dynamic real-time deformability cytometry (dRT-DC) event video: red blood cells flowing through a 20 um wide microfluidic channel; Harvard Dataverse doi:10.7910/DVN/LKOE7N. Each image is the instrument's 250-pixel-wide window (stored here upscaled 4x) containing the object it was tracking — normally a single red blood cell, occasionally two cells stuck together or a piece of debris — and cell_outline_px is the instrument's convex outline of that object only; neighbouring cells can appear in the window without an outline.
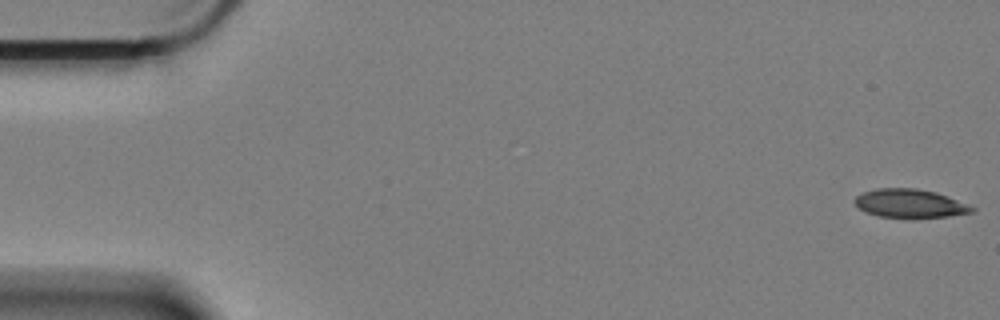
{"species": "Egyptian fruit bat (a non-hibernating species)", "species_latin": "Rousettus aegyptiacus", "temperature_condition": "cold", "stored_images_in_passage": 59, "camera_frame_rate_fps": 3000, "um_per_image_px": 0.085, "animal": {"sex": "female"}, "frame": {"image": 1, "passage_image": 1, "time_ms": 0.0, "image_size_px": [1000, 320], "cell_outline_px": [[976, 208], [972, 212], [948, 216], [880, 216], [868, 212], [860, 208], [852, 200], [856, 196], [864, 192], [876, 188], [916, 188], [936, 192], [948, 196], [968, 204]], "centroid_in_image_um": [77.35, 17.25], "position_along_channel_um": 7.7, "area_um2": 18.96}}
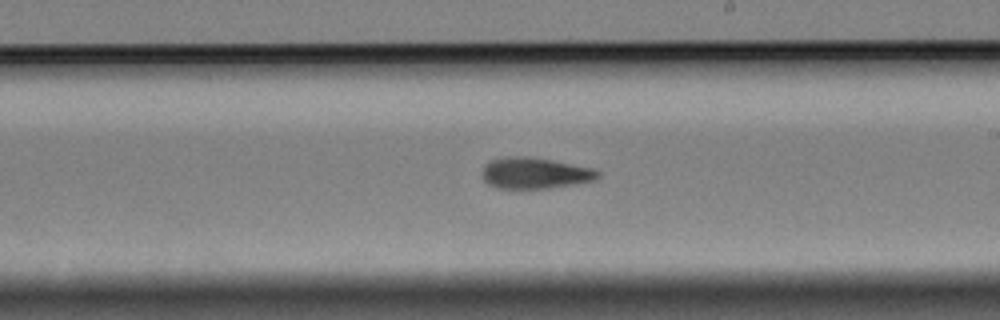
{"frame": {"image": 2, "passage_image": 34, "time_ms": 11.0, "image_size_px": [1000, 320], "cell_outline_px": [[600, 176], [596, 180], [548, 188], [496, 188], [488, 184], [484, 180], [484, 164], [492, 160], [512, 156], [528, 156], [552, 160], [592, 168], [600, 172]], "centroid_in_image_um": [45.48, 14.71], "position_along_channel_um": 243.5, "area_um2": 20.75}}
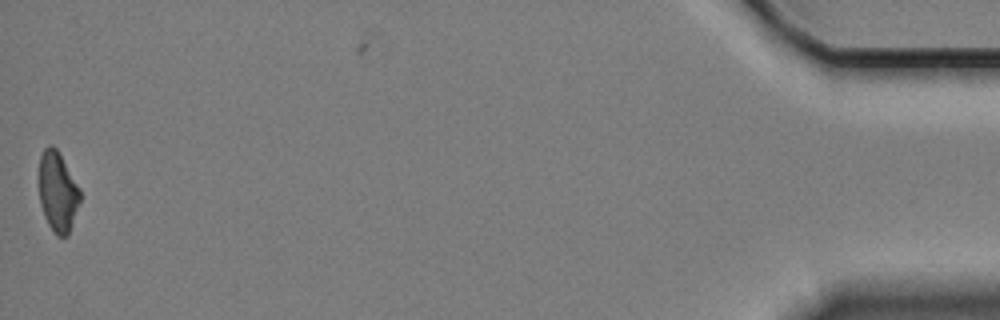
{"frame": {"image": 3, "passage_image": 59, "time_ms": 19.333, "image_size_px": [1000, 320], "cell_outline_px": [[80, 200], [68, 236], [56, 236], [48, 224], [44, 216], [40, 204], [40, 156], [44, 148], [48, 144], [52, 144], [56, 148], [80, 188]], "centroid_in_image_um": [4.91, 16.31], "position_along_channel_um": 430.3, "area_um2": 18.96}, "authors_computed_cell_mechanics": {"area_um2": 20.5768, "velocity_mm_per_s": 3.3628, "shape_relaxation_time_tau1_ms": null, "shape_relaxation_time_tau2_ms": 7.7656, "deformation_change_tau1": null, "deformation_change_tau2": 0.1414}}